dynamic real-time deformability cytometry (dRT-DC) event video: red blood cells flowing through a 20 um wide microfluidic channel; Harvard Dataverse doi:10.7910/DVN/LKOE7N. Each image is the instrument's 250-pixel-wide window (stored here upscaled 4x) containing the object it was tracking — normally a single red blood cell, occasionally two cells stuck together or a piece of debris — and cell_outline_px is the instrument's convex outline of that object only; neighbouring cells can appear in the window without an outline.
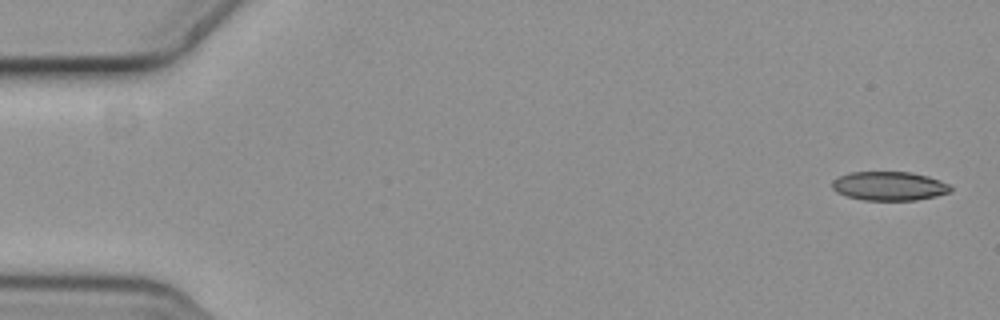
{"species": "common noctule bat (a hibernating species)", "species_latin": "Nyctalus noctula", "temperature_condition": "cold", "stored_images_in_passage": 5, "camera_frame_rate_fps": 3000, "um_per_image_px": 0.085, "animal": {"sex": "female", "body_mass_g": 19.3, "forearm_length_mm": 54.1}, "frame": {"image": 1, "passage_image": 1, "time_ms": 0.0, "image_size_px": [1000, 320], "cell_outline_px": [[952, 192], [936, 196], [916, 200], [864, 200], [848, 196], [836, 192], [832, 188], [832, 180], [840, 176], [852, 172], [908, 172], [928, 176], [940, 180], [948, 184], [952, 188]], "centroid_in_image_um": [75.6, 15.81], "position_along_channel_um": 9.4, "area_um2": 19.94}}